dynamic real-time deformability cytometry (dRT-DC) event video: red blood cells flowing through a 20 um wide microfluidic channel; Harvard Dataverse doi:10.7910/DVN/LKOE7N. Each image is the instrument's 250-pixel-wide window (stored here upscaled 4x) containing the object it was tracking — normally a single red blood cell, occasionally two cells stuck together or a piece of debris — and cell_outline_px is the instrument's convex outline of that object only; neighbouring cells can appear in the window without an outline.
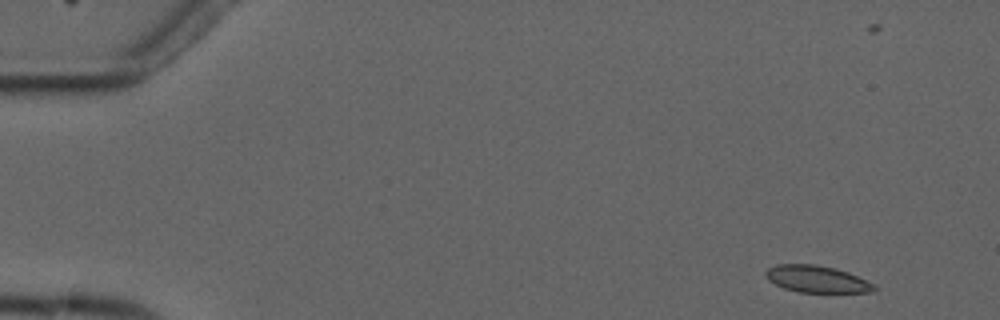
{"species": "common noctule bat (a hibernating species)", "species_latin": "Nyctalus noctula", "temperature_condition": "cold", "stored_images_in_passage": 5, "camera_frame_rate_fps": 3000, "um_per_image_px": 0.085, "animal": {"sex": "male", "forearm_length_mm": 52.5}, "frame": {"image": 1, "passage_image": 1, "time_ms": 0.0, "image_size_px": [1000, 320], "cell_outline_px": [[876, 292], [796, 292], [784, 288], [768, 280], [764, 276], [764, 272], [768, 268], [776, 264], [816, 264], [836, 268], [848, 272], [872, 284], [876, 288]], "centroid_in_image_um": [69.37, 23.71], "position_along_channel_um": 15.6, "area_um2": 16.99}}
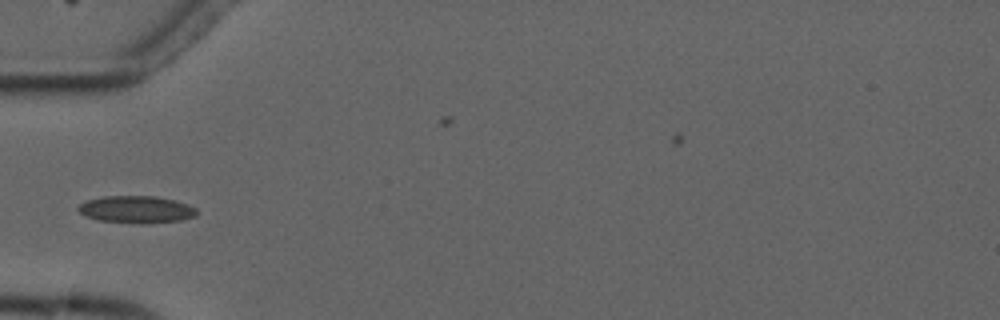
{"frame": {"image": 2, "passage_image": 4, "time_ms": 4.667, "image_size_px": [1000, 320], "cell_outline_px": [[200, 212], [196, 216], [180, 220], [96, 220], [84, 216], [76, 208], [80, 204], [88, 200], [104, 196], [156, 196], [188, 204], [196, 208]], "centroid_in_image_um": [11.57, 17.74], "position_along_channel_um": 73.4, "area_um2": 17.69}}